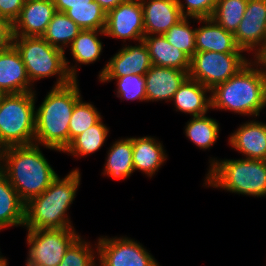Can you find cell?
<instances>
[{"instance_id":"34","label":"cell","mask_w":266,"mask_h":266,"mask_svg":"<svg viewBox=\"0 0 266 266\" xmlns=\"http://www.w3.org/2000/svg\"><path fill=\"white\" fill-rule=\"evenodd\" d=\"M94 244L80 235L66 250L58 266H98L96 263L97 243Z\"/></svg>"},{"instance_id":"42","label":"cell","mask_w":266,"mask_h":266,"mask_svg":"<svg viewBox=\"0 0 266 266\" xmlns=\"http://www.w3.org/2000/svg\"><path fill=\"white\" fill-rule=\"evenodd\" d=\"M8 94L3 91L2 89H0V105L3 103L4 98L7 96Z\"/></svg>"},{"instance_id":"4","label":"cell","mask_w":266,"mask_h":266,"mask_svg":"<svg viewBox=\"0 0 266 266\" xmlns=\"http://www.w3.org/2000/svg\"><path fill=\"white\" fill-rule=\"evenodd\" d=\"M81 185L79 168L72 169L63 178L59 175L50 186L25 204L26 230L74 228L68 210Z\"/></svg>"},{"instance_id":"13","label":"cell","mask_w":266,"mask_h":266,"mask_svg":"<svg viewBox=\"0 0 266 266\" xmlns=\"http://www.w3.org/2000/svg\"><path fill=\"white\" fill-rule=\"evenodd\" d=\"M122 45L99 71L98 77L145 75L151 68L149 50L143 40L135 42L133 46L127 43Z\"/></svg>"},{"instance_id":"32","label":"cell","mask_w":266,"mask_h":266,"mask_svg":"<svg viewBox=\"0 0 266 266\" xmlns=\"http://www.w3.org/2000/svg\"><path fill=\"white\" fill-rule=\"evenodd\" d=\"M191 20L194 23L196 18H182L164 34L170 44L183 51L190 59L196 53V27L190 26Z\"/></svg>"},{"instance_id":"35","label":"cell","mask_w":266,"mask_h":266,"mask_svg":"<svg viewBox=\"0 0 266 266\" xmlns=\"http://www.w3.org/2000/svg\"><path fill=\"white\" fill-rule=\"evenodd\" d=\"M218 0H178L183 17L211 18Z\"/></svg>"},{"instance_id":"9","label":"cell","mask_w":266,"mask_h":266,"mask_svg":"<svg viewBox=\"0 0 266 266\" xmlns=\"http://www.w3.org/2000/svg\"><path fill=\"white\" fill-rule=\"evenodd\" d=\"M25 266H58L66 250L81 235L75 228L27 230Z\"/></svg>"},{"instance_id":"15","label":"cell","mask_w":266,"mask_h":266,"mask_svg":"<svg viewBox=\"0 0 266 266\" xmlns=\"http://www.w3.org/2000/svg\"><path fill=\"white\" fill-rule=\"evenodd\" d=\"M56 12L53 0L26 1L13 23L14 36L42 37Z\"/></svg>"},{"instance_id":"22","label":"cell","mask_w":266,"mask_h":266,"mask_svg":"<svg viewBox=\"0 0 266 266\" xmlns=\"http://www.w3.org/2000/svg\"><path fill=\"white\" fill-rule=\"evenodd\" d=\"M171 102L176 112L189 114L191 117L202 116L212 110L211 90L189 77L174 94Z\"/></svg>"},{"instance_id":"8","label":"cell","mask_w":266,"mask_h":266,"mask_svg":"<svg viewBox=\"0 0 266 266\" xmlns=\"http://www.w3.org/2000/svg\"><path fill=\"white\" fill-rule=\"evenodd\" d=\"M244 53L196 52L190 59L189 78L212 90L236 75L252 59Z\"/></svg>"},{"instance_id":"21","label":"cell","mask_w":266,"mask_h":266,"mask_svg":"<svg viewBox=\"0 0 266 266\" xmlns=\"http://www.w3.org/2000/svg\"><path fill=\"white\" fill-rule=\"evenodd\" d=\"M134 171L152 178L164 165L168 156L162 141L153 136L132 137Z\"/></svg>"},{"instance_id":"36","label":"cell","mask_w":266,"mask_h":266,"mask_svg":"<svg viewBox=\"0 0 266 266\" xmlns=\"http://www.w3.org/2000/svg\"><path fill=\"white\" fill-rule=\"evenodd\" d=\"M24 3V0H0V17L14 23L19 17Z\"/></svg>"},{"instance_id":"12","label":"cell","mask_w":266,"mask_h":266,"mask_svg":"<svg viewBox=\"0 0 266 266\" xmlns=\"http://www.w3.org/2000/svg\"><path fill=\"white\" fill-rule=\"evenodd\" d=\"M234 37L237 45L249 55L252 54L250 56L263 47L266 37V0H248Z\"/></svg>"},{"instance_id":"5","label":"cell","mask_w":266,"mask_h":266,"mask_svg":"<svg viewBox=\"0 0 266 266\" xmlns=\"http://www.w3.org/2000/svg\"><path fill=\"white\" fill-rule=\"evenodd\" d=\"M205 187L252 197H266V160L210 158Z\"/></svg>"},{"instance_id":"26","label":"cell","mask_w":266,"mask_h":266,"mask_svg":"<svg viewBox=\"0 0 266 266\" xmlns=\"http://www.w3.org/2000/svg\"><path fill=\"white\" fill-rule=\"evenodd\" d=\"M102 119L75 137L63 153L77 159L99 151L104 146L110 132V128L104 124Z\"/></svg>"},{"instance_id":"2","label":"cell","mask_w":266,"mask_h":266,"mask_svg":"<svg viewBox=\"0 0 266 266\" xmlns=\"http://www.w3.org/2000/svg\"><path fill=\"white\" fill-rule=\"evenodd\" d=\"M40 149L33 143L0 150V169L25 204L41 195L58 176Z\"/></svg>"},{"instance_id":"6","label":"cell","mask_w":266,"mask_h":266,"mask_svg":"<svg viewBox=\"0 0 266 266\" xmlns=\"http://www.w3.org/2000/svg\"><path fill=\"white\" fill-rule=\"evenodd\" d=\"M13 45L19 51L32 85L38 80L57 77L53 87L69 84L74 79L69 74L66 52L51 46L43 37L14 36Z\"/></svg>"},{"instance_id":"30","label":"cell","mask_w":266,"mask_h":266,"mask_svg":"<svg viewBox=\"0 0 266 266\" xmlns=\"http://www.w3.org/2000/svg\"><path fill=\"white\" fill-rule=\"evenodd\" d=\"M101 83L116 81L115 95L121 100L147 102L144 75H126L122 77H97Z\"/></svg>"},{"instance_id":"37","label":"cell","mask_w":266,"mask_h":266,"mask_svg":"<svg viewBox=\"0 0 266 266\" xmlns=\"http://www.w3.org/2000/svg\"><path fill=\"white\" fill-rule=\"evenodd\" d=\"M13 23L0 17V51L6 50L13 45Z\"/></svg>"},{"instance_id":"39","label":"cell","mask_w":266,"mask_h":266,"mask_svg":"<svg viewBox=\"0 0 266 266\" xmlns=\"http://www.w3.org/2000/svg\"><path fill=\"white\" fill-rule=\"evenodd\" d=\"M94 1L97 2L103 10L108 12L109 10L115 8L116 6L127 0H94Z\"/></svg>"},{"instance_id":"10","label":"cell","mask_w":266,"mask_h":266,"mask_svg":"<svg viewBox=\"0 0 266 266\" xmlns=\"http://www.w3.org/2000/svg\"><path fill=\"white\" fill-rule=\"evenodd\" d=\"M98 266H161L140 242L125 236H101L97 241Z\"/></svg>"},{"instance_id":"41","label":"cell","mask_w":266,"mask_h":266,"mask_svg":"<svg viewBox=\"0 0 266 266\" xmlns=\"http://www.w3.org/2000/svg\"><path fill=\"white\" fill-rule=\"evenodd\" d=\"M8 263V259L6 258V256L4 257L2 255V252L0 251V266H9Z\"/></svg>"},{"instance_id":"1","label":"cell","mask_w":266,"mask_h":266,"mask_svg":"<svg viewBox=\"0 0 266 266\" xmlns=\"http://www.w3.org/2000/svg\"><path fill=\"white\" fill-rule=\"evenodd\" d=\"M81 98L78 79L64 86H52L40 106L35 107L34 143L63 153L69 145V123L73 108Z\"/></svg>"},{"instance_id":"27","label":"cell","mask_w":266,"mask_h":266,"mask_svg":"<svg viewBox=\"0 0 266 266\" xmlns=\"http://www.w3.org/2000/svg\"><path fill=\"white\" fill-rule=\"evenodd\" d=\"M206 115L191 117L184 127L185 136L203 151L214 146L221 129L216 119Z\"/></svg>"},{"instance_id":"24","label":"cell","mask_w":266,"mask_h":266,"mask_svg":"<svg viewBox=\"0 0 266 266\" xmlns=\"http://www.w3.org/2000/svg\"><path fill=\"white\" fill-rule=\"evenodd\" d=\"M132 137L120 138L108 148L101 175L115 180L128 179L135 171L132 160Z\"/></svg>"},{"instance_id":"29","label":"cell","mask_w":266,"mask_h":266,"mask_svg":"<svg viewBox=\"0 0 266 266\" xmlns=\"http://www.w3.org/2000/svg\"><path fill=\"white\" fill-rule=\"evenodd\" d=\"M65 14L82 30H105L107 12L95 1L90 5L71 6Z\"/></svg>"},{"instance_id":"33","label":"cell","mask_w":266,"mask_h":266,"mask_svg":"<svg viewBox=\"0 0 266 266\" xmlns=\"http://www.w3.org/2000/svg\"><path fill=\"white\" fill-rule=\"evenodd\" d=\"M97 110L92 102L83 101L82 98L75 104L69 123V144L102 118Z\"/></svg>"},{"instance_id":"18","label":"cell","mask_w":266,"mask_h":266,"mask_svg":"<svg viewBox=\"0 0 266 266\" xmlns=\"http://www.w3.org/2000/svg\"><path fill=\"white\" fill-rule=\"evenodd\" d=\"M0 89L7 94L35 92L25 65L14 45L0 51Z\"/></svg>"},{"instance_id":"7","label":"cell","mask_w":266,"mask_h":266,"mask_svg":"<svg viewBox=\"0 0 266 266\" xmlns=\"http://www.w3.org/2000/svg\"><path fill=\"white\" fill-rule=\"evenodd\" d=\"M37 93L8 94L0 105V150L34 143Z\"/></svg>"},{"instance_id":"19","label":"cell","mask_w":266,"mask_h":266,"mask_svg":"<svg viewBox=\"0 0 266 266\" xmlns=\"http://www.w3.org/2000/svg\"><path fill=\"white\" fill-rule=\"evenodd\" d=\"M202 24L196 27V52L245 53L236 43L234 34L226 31L212 18L197 19Z\"/></svg>"},{"instance_id":"38","label":"cell","mask_w":266,"mask_h":266,"mask_svg":"<svg viewBox=\"0 0 266 266\" xmlns=\"http://www.w3.org/2000/svg\"><path fill=\"white\" fill-rule=\"evenodd\" d=\"M94 0H53L56 11L65 13L71 6L90 5Z\"/></svg>"},{"instance_id":"40","label":"cell","mask_w":266,"mask_h":266,"mask_svg":"<svg viewBox=\"0 0 266 266\" xmlns=\"http://www.w3.org/2000/svg\"><path fill=\"white\" fill-rule=\"evenodd\" d=\"M251 59L256 60L266 74V47H262Z\"/></svg>"},{"instance_id":"23","label":"cell","mask_w":266,"mask_h":266,"mask_svg":"<svg viewBox=\"0 0 266 266\" xmlns=\"http://www.w3.org/2000/svg\"><path fill=\"white\" fill-rule=\"evenodd\" d=\"M143 41L148 47L152 65L189 71L190 58L170 44L164 35H145Z\"/></svg>"},{"instance_id":"11","label":"cell","mask_w":266,"mask_h":266,"mask_svg":"<svg viewBox=\"0 0 266 266\" xmlns=\"http://www.w3.org/2000/svg\"><path fill=\"white\" fill-rule=\"evenodd\" d=\"M105 36L121 39L125 44L138 42L145 36L143 9L140 0H127L109 10L106 15Z\"/></svg>"},{"instance_id":"25","label":"cell","mask_w":266,"mask_h":266,"mask_svg":"<svg viewBox=\"0 0 266 266\" xmlns=\"http://www.w3.org/2000/svg\"><path fill=\"white\" fill-rule=\"evenodd\" d=\"M25 203L0 169V231L9 227H23Z\"/></svg>"},{"instance_id":"3","label":"cell","mask_w":266,"mask_h":266,"mask_svg":"<svg viewBox=\"0 0 266 266\" xmlns=\"http://www.w3.org/2000/svg\"><path fill=\"white\" fill-rule=\"evenodd\" d=\"M266 107V74L251 60L236 75L211 90V109L258 117Z\"/></svg>"},{"instance_id":"14","label":"cell","mask_w":266,"mask_h":266,"mask_svg":"<svg viewBox=\"0 0 266 266\" xmlns=\"http://www.w3.org/2000/svg\"><path fill=\"white\" fill-rule=\"evenodd\" d=\"M227 138L228 145L242 154V158L266 160V122L248 120Z\"/></svg>"},{"instance_id":"28","label":"cell","mask_w":266,"mask_h":266,"mask_svg":"<svg viewBox=\"0 0 266 266\" xmlns=\"http://www.w3.org/2000/svg\"><path fill=\"white\" fill-rule=\"evenodd\" d=\"M82 29L65 13L56 12L42 37L54 47L66 52Z\"/></svg>"},{"instance_id":"43","label":"cell","mask_w":266,"mask_h":266,"mask_svg":"<svg viewBox=\"0 0 266 266\" xmlns=\"http://www.w3.org/2000/svg\"><path fill=\"white\" fill-rule=\"evenodd\" d=\"M263 47H266V37H265V43L263 44Z\"/></svg>"},{"instance_id":"31","label":"cell","mask_w":266,"mask_h":266,"mask_svg":"<svg viewBox=\"0 0 266 266\" xmlns=\"http://www.w3.org/2000/svg\"><path fill=\"white\" fill-rule=\"evenodd\" d=\"M247 2L248 0H218L211 18L234 34L243 18Z\"/></svg>"},{"instance_id":"17","label":"cell","mask_w":266,"mask_h":266,"mask_svg":"<svg viewBox=\"0 0 266 266\" xmlns=\"http://www.w3.org/2000/svg\"><path fill=\"white\" fill-rule=\"evenodd\" d=\"M145 35H164L183 17L178 0H140Z\"/></svg>"},{"instance_id":"16","label":"cell","mask_w":266,"mask_h":266,"mask_svg":"<svg viewBox=\"0 0 266 266\" xmlns=\"http://www.w3.org/2000/svg\"><path fill=\"white\" fill-rule=\"evenodd\" d=\"M189 71L170 67L152 65L146 72V100L147 102H171L174 94L189 77Z\"/></svg>"},{"instance_id":"20","label":"cell","mask_w":266,"mask_h":266,"mask_svg":"<svg viewBox=\"0 0 266 266\" xmlns=\"http://www.w3.org/2000/svg\"><path fill=\"white\" fill-rule=\"evenodd\" d=\"M99 35L100 37H105L104 30L83 29L68 47L75 65H73L67 57H65V61L68 72L74 80H77L78 78L77 72L79 70L77 69L81 67L79 65H90L95 63L97 60H100V55L103 52L104 46L103 42L99 39ZM77 66L79 68H77Z\"/></svg>"}]
</instances>
